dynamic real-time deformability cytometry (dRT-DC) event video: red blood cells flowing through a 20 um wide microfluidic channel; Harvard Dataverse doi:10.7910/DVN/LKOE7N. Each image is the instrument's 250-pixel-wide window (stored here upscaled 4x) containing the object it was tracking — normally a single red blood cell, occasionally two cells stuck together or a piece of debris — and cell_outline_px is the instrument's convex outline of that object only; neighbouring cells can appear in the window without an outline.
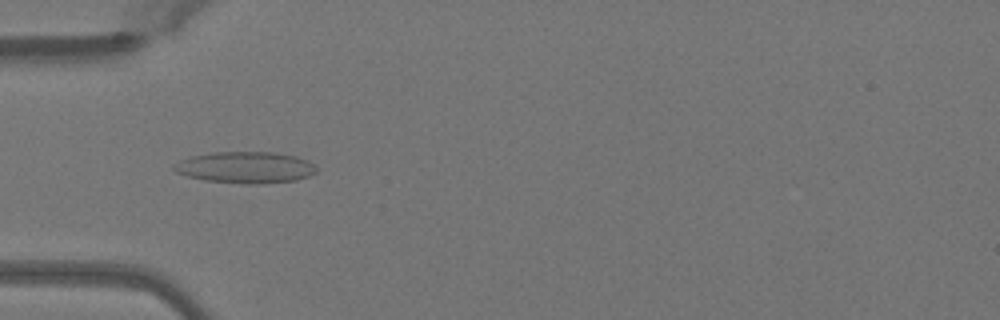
{"species": "Egyptian fruit bat (a non-hibernating species)", "species_latin": "Rousettus aegyptiacus", "temperature_condition": "warm", "stored_images_in_passage": 26, "camera_frame_rate_fps": 3000, "um_per_image_px": 0.085, "animal": {"sex": "female"}, "frame": {"image": 1, "passage_image": 6, "time_ms": 1.667, "image_size_px": [1000, 320], "cell_outline_px": [[316, 172], [308, 176], [296, 180], [264, 184], [244, 184], [204, 180], [188, 176], [176, 172], [172, 168], [172, 164], [180, 160], [192, 156], [216, 152], [272, 152], [296, 156], [308, 160], [316, 168]], "centroid_in_image_um": [20.85, 14.24], "position_along_channel_um": 64.1, "area_um2": 26.18}}
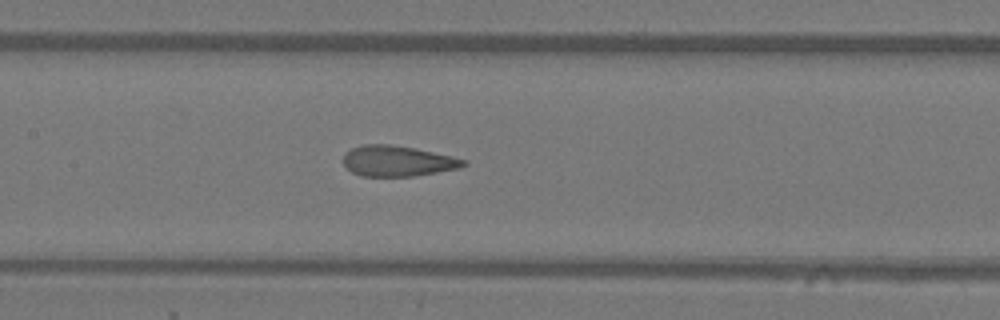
{"frame": {"image": 2, "passage_image": 14, "time_ms": 4.333, "image_size_px": [1000, 320], "cell_outline_px": [[468, 164], [460, 168], [412, 176], [364, 176], [352, 172], [344, 164], [344, 156], [352, 148], [364, 144], [388, 144], [412, 148], [452, 156], [468, 160]], "centroid_in_image_um": [33.83, 13.69], "position_along_channel_um": 173.6, "area_um2": 21.15}}
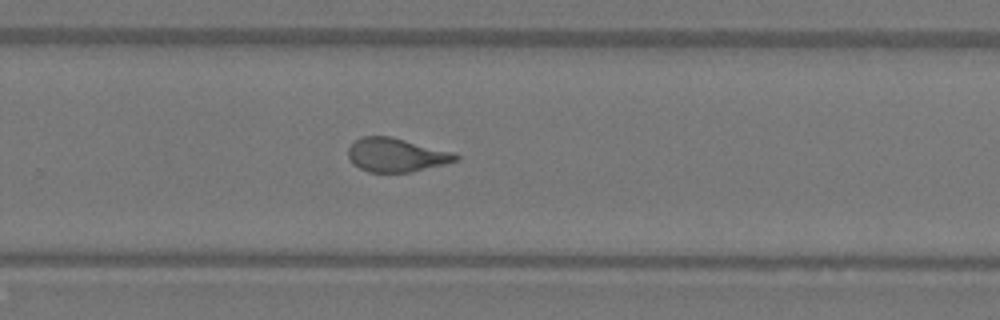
{"frame": {"image": 3, "passage_image": 23, "time_ms": 7.333, "image_size_px": [1000, 320], "cell_outline_px": [[460, 156], [456, 160], [444, 164], [412, 172], [368, 172], [352, 164], [348, 156], [348, 148], [356, 140], [364, 136], [388, 136], [456, 152]], "centroid_in_image_um": [33.68, 13.18], "position_along_channel_um": 296.1, "area_um2": 21.1}}